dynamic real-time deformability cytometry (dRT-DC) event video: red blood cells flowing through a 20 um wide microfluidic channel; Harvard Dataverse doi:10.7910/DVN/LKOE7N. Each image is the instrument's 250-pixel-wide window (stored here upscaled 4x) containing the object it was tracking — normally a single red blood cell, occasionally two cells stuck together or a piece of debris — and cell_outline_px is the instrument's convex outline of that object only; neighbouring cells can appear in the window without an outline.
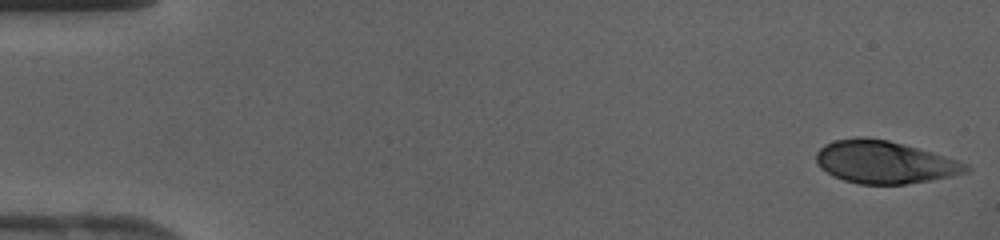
{"species": "human", "species_latin": "Homo sapiens", "temperature_condition": "cold", "stored_images_in_passage": 42, "camera_frame_rate_fps": 3000, "um_per_image_px": 0.085, "donor": {"sex": "female"}, "frame": {"image": 1, "passage_image": 1, "time_ms": 0.0, "image_size_px": [1000, 240], "cell_outline_px": [[968, 172], [928, 180], [904, 184], [860, 184], [844, 180], [832, 176], [820, 168], [816, 164], [816, 152], [824, 144], [836, 140], [856, 136], [860, 136], [888, 140], [904, 144], [932, 152], [968, 164]], "centroid_in_image_um": [75.11, 13.77], "position_along_channel_um": 9.9, "area_um2": 36.99}}
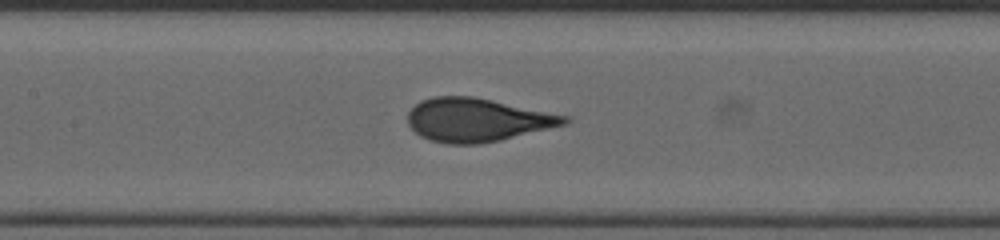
{"frame": {"image": 2, "passage_image": 20, "time_ms": 6.333, "image_size_px": [1000, 240], "cell_outline_px": [[572, 120], [568, 124], [500, 140], [480, 144], [448, 144], [432, 140], [420, 136], [408, 124], [408, 112], [420, 100], [432, 96], [472, 96], [492, 100], [568, 116]], "centroid_in_image_um": [40.56, 10.19], "position_along_channel_um": 166.8, "area_um2": 39.54}}
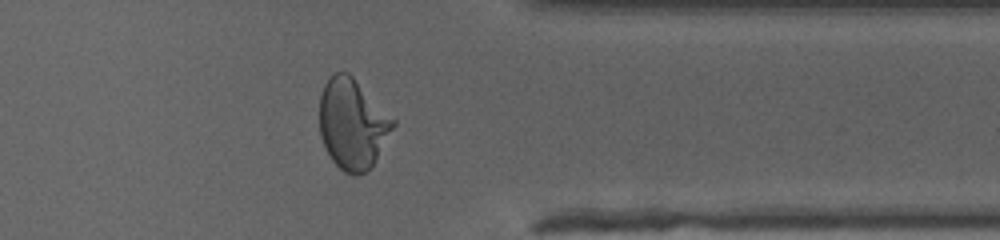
{"frame": {"image": 3, "passage_image": 34, "time_ms": 11.0, "image_size_px": [1000, 240], "cell_outline_px": [[396, 124], [372, 164], [364, 172], [356, 176], [352, 176], [344, 172], [332, 160], [320, 136], [320, 96], [324, 84], [336, 72], [348, 72], [396, 120]], "centroid_in_image_um": [29.96, 10.53], "position_along_channel_um": 381.4, "area_um2": 38.21}}